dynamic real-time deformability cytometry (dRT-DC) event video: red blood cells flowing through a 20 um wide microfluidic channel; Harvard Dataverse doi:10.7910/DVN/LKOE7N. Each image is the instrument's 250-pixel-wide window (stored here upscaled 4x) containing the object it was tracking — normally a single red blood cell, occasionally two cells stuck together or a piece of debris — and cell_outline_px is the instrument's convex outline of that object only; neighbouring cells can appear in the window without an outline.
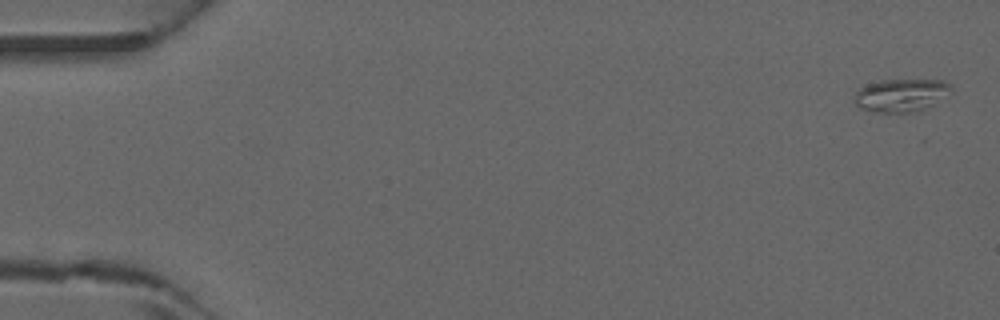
{"species": "common noctule bat (a hibernating species)", "species_latin": "Nyctalus noctula", "temperature_condition": "warm", "stored_images_in_passage": 3, "camera_frame_rate_fps": 3000, "um_per_image_px": 0.085, "animal": {"sex": "male", "forearm_length_mm": 52.5}, "frame": {"image": 1, "passage_image": 1, "time_ms": 0.0, "image_size_px": [1000, 320], "cell_outline_px": [[952, 92], [936, 104], [912, 112], [872, 112], [860, 108], [856, 104], [856, 92], [860, 88], [868, 84], [880, 80], [944, 80], [952, 84]], "centroid_in_image_um": [76.65, 8.09], "position_along_channel_um": 8.3, "area_um2": 18.61}}